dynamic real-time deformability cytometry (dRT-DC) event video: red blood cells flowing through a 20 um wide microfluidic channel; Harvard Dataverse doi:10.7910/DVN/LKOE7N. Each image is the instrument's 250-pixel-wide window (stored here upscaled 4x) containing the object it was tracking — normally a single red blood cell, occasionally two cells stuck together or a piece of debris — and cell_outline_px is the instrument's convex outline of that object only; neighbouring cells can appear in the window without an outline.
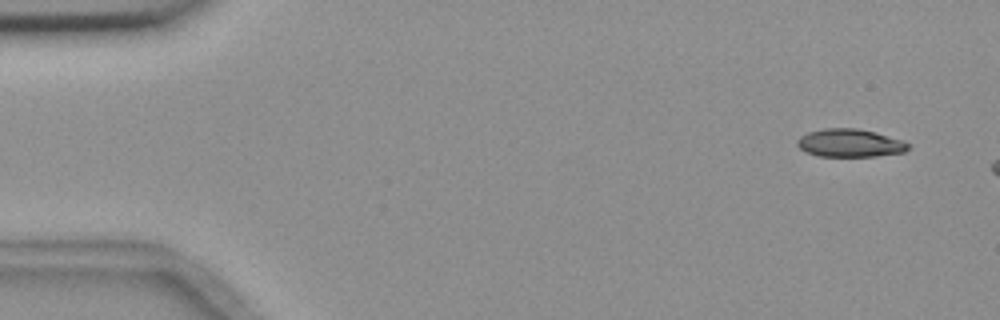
{"species": "common noctule bat (a hibernating species)", "species_latin": "Nyctalus noctula", "temperature_condition": "room temperature", "stored_images_in_passage": 3, "camera_frame_rate_fps": 3000, "um_per_image_px": 0.085, "animal": {"sex": "female", "body_mass_g": 18.4}, "frame": {"image": 1, "passage_image": 1, "time_ms": 0.0, "image_size_px": [1000, 320], "cell_outline_px": [[908, 148], [904, 152], [876, 156], [820, 156], [808, 152], [800, 148], [796, 144], [796, 140], [800, 136], [808, 132], [824, 128], [856, 128], [876, 132], [900, 140], [908, 144]], "centroid_in_image_um": [72.2, 12.15], "position_along_channel_um": 12.8, "area_um2": 17.92}}